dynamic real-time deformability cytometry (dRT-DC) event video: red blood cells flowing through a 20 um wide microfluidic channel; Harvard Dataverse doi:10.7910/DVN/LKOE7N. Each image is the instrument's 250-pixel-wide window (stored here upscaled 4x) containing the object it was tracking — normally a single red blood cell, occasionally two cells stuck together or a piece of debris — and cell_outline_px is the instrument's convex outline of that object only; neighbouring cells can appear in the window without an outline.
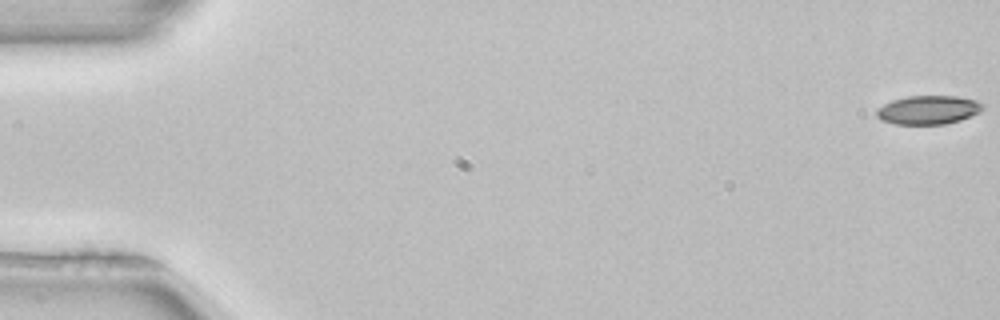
{"species": "common noctule bat (a hibernating species)", "species_latin": "Nyctalus noctula", "temperature_condition": "room temperature", "stored_images_in_passage": 53, "camera_frame_rate_fps": 3000, "um_per_image_px": 0.085, "animal": {"sex": "female", "body_mass_g": 22.7, "forearm_length_mm": 54.2}, "frame": {"image": 1, "passage_image": 1, "time_ms": 0.0, "image_size_px": [1000, 320], "cell_outline_px": [[984, 108], [980, 112], [960, 120], [944, 124], [896, 124], [880, 120], [876, 116], [876, 108], [892, 100], [908, 96], [956, 96], [976, 100], [984, 104]], "centroid_in_image_um": [78.89, 9.34], "position_along_channel_um": 6.1, "area_um2": 17.86}}
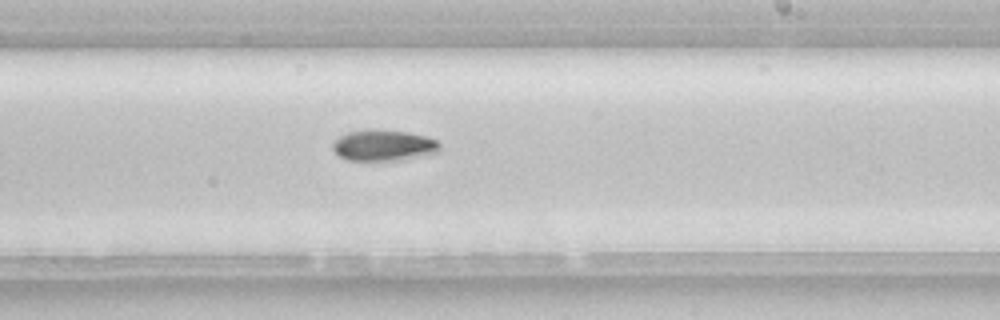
{"frame": {"image": 2, "passage_image": 32, "time_ms": 10.333, "image_size_px": [1000, 320], "cell_outline_px": [[440, 152], [396, 160], [344, 160], [332, 148], [332, 144], [340, 136], [348, 132], [408, 132], [424, 136], [436, 140], [440, 144]], "centroid_in_image_um": [32.62, 12.4], "position_along_channel_um": 256.4, "area_um2": 18.44}}
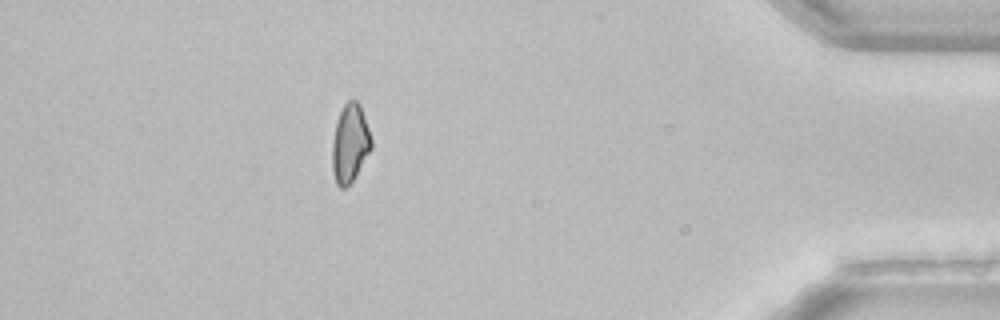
{"frame": {"image": 3, "passage_image": 47, "time_ms": 15.333, "image_size_px": [1000, 320], "cell_outline_px": [[372, 148], [352, 180], [344, 188], [340, 188], [336, 184], [332, 172], [332, 140], [336, 124], [340, 112], [344, 104], [348, 100], [356, 100], [360, 104], [372, 140]], "centroid_in_image_um": [29.73, 12.18], "position_along_channel_um": 405.5, "area_um2": 17.69}, "authors_computed_cell_mechanics": {"area_um2": 18.3226, "velocity_mm_per_s": 3.9674, "shape_relaxation_time_tau1_ms": 3.729, "shape_relaxation_time_tau2_ms": null, "deformation_change_tau1": 0.0896, "deformation_change_tau2": null}}